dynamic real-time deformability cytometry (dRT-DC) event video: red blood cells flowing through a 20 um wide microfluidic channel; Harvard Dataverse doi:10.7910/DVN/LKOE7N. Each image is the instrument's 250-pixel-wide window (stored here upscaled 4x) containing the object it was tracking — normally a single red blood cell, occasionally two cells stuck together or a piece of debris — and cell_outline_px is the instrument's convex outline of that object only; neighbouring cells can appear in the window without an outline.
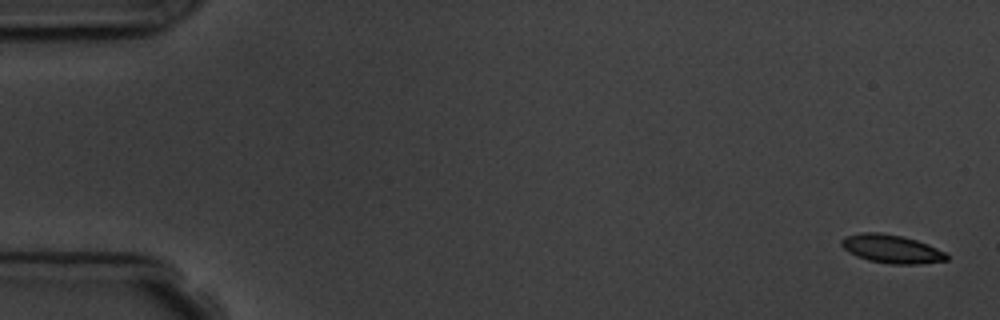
{"species": "common noctule bat (a hibernating species)", "species_latin": "Nyctalus noctula", "temperature_condition": "room temperature", "stored_images_in_passage": 5, "camera_frame_rate_fps": 3000, "um_per_image_px": 0.085, "animal": {"sex": "male", "body_mass_g": 19.5, "forearm_length_mm": 54.6}, "frame": {"image": 1, "passage_image": 1, "time_ms": 0.0, "image_size_px": [1000, 320], "cell_outline_px": [[948, 260], [920, 264], [892, 264], [868, 260], [856, 256], [848, 252], [840, 244], [840, 240], [844, 236], [860, 232], [880, 232], [900, 236], [916, 240], [928, 244], [944, 252], [948, 256]], "centroid_in_image_um": [75.74, 21.15], "position_along_channel_um": 9.3, "area_um2": 17.46}}
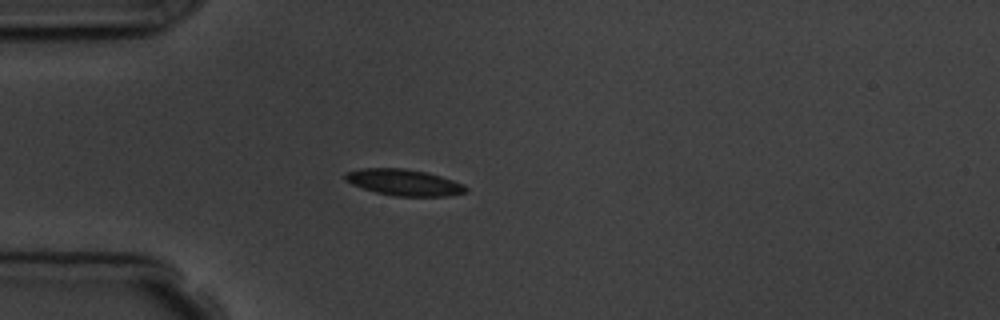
{"frame": {"image": 2, "passage_image": 5, "time_ms": 4.667, "image_size_px": [1000, 320], "cell_outline_px": [[468, 192], [448, 196], [396, 196], [376, 192], [352, 184], [344, 180], [344, 176], [348, 172], [364, 168], [404, 168], [424, 172], [440, 176], [464, 184], [468, 188]], "centroid_in_image_um": [34.37, 15.51], "position_along_channel_um": 50.6, "area_um2": 18.32}}